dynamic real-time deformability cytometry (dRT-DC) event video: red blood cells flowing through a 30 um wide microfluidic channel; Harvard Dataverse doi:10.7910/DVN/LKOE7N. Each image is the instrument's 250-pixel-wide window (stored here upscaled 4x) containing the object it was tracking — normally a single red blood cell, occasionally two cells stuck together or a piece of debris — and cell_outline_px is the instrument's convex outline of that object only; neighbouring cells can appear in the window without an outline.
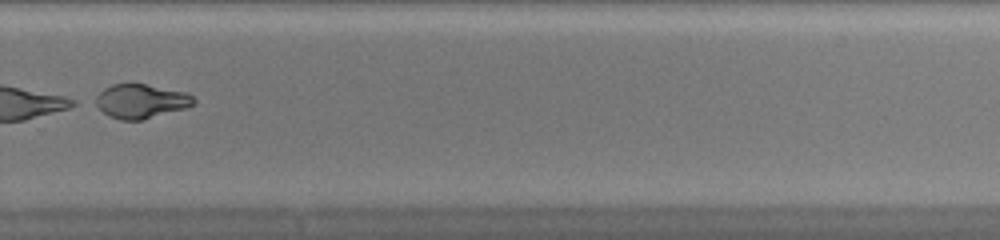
{"species": "common noctule bat (a hibernating species)", "species_latin": "Nyctalus noctula", "temperature_condition": "warm", "stored_images_in_passage": 34, "camera_frame_rate_fps": 3000, "um_per_image_px": 0.085, "animal": {"sex": "female", "body_mass_g": 20.0, "forearm_length_mm": 54.0}, "frame": {"image": 1, "passage_image": 20, "time_ms": 6.333, "image_size_px": [1000, 240], "cell_outline_px": [[196, 104], [184, 108], [144, 120], [120, 120], [108, 116], [92, 104], [88, 100], [104, 88], [112, 84], [144, 84], [188, 92], [196, 100]], "centroid_in_image_um": [11.89, 8.6], "position_along_channel_um": 317.9, "area_um2": 20.06}}